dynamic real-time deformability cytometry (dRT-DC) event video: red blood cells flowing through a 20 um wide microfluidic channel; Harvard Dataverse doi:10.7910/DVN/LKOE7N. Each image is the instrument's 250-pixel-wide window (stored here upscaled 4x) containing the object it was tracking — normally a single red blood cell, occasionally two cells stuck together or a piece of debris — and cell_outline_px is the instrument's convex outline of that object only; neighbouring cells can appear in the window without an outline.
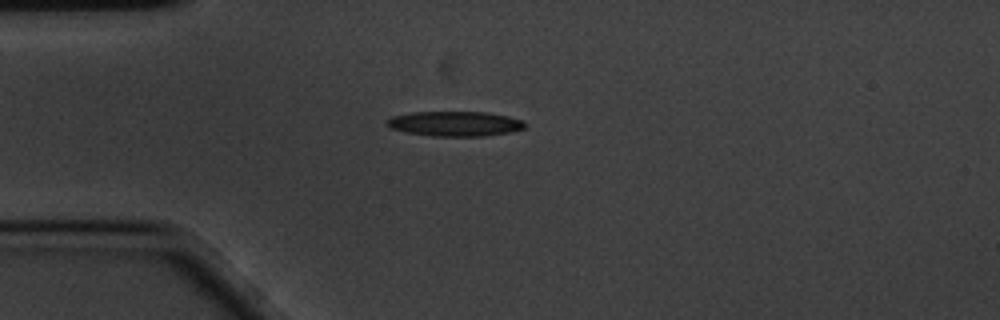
{"species": "common noctule bat (a hibernating species)", "species_latin": "Nyctalus noctula", "temperature_condition": "cold", "stored_images_in_passage": 44, "camera_frame_rate_fps": 3000, "um_per_image_px": 0.085, "animal": {"sex": "male", "body_mass_g": 20.1, "forearm_length_mm": 53.5}, "frame": {"image": 1, "passage_image": 1, "time_ms": 0.0, "image_size_px": [1000, 320], "cell_outline_px": [[524, 128], [508, 132], [484, 136], [432, 136], [404, 132], [388, 128], [384, 124], [392, 116], [412, 112], [488, 112], [508, 116], [520, 120], [524, 124]], "centroid_in_image_um": [38.59, 10.51], "position_along_channel_um": 46.4, "area_um2": 20.0}}
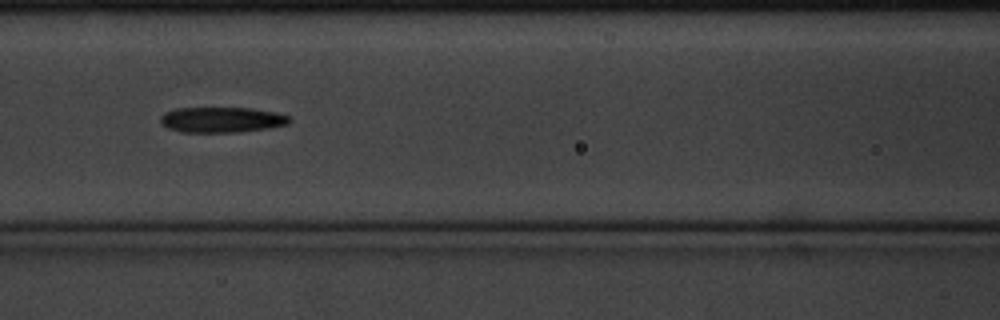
{"frame": {"image": 2, "passage_image": 11, "time_ms": 3.333, "image_size_px": [1000, 320], "cell_outline_px": [[292, 120], [288, 124], [268, 128], [236, 132], [180, 132], [168, 128], [160, 124], [160, 116], [164, 112], [176, 108], [248, 108], [276, 112], [288, 116]], "centroid_in_image_um": [18.81, 10.18], "position_along_channel_um": 147.8, "area_um2": 19.19}}
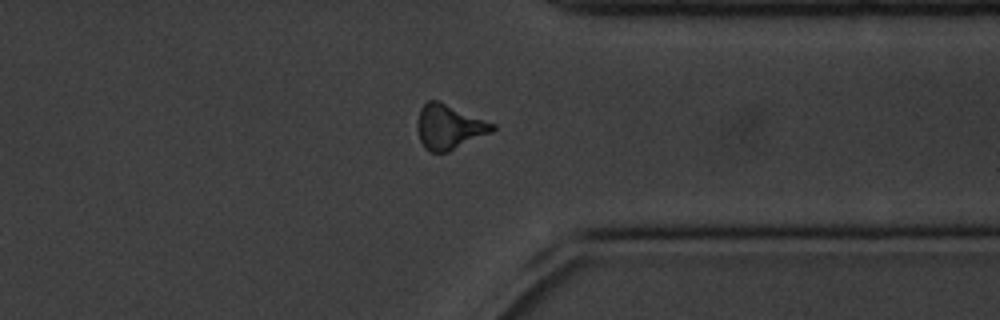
{"frame": {"image": 3, "passage_image": 31, "time_ms": 10.0, "image_size_px": [1000, 320], "cell_outline_px": [[496, 128], [492, 132], [448, 152], [428, 152], [424, 148], [420, 140], [416, 128], [416, 120], [420, 108], [428, 100], [440, 100], [496, 124]], "centroid_in_image_um": [38.15, 10.77], "position_along_channel_um": 373.2, "area_um2": 19.94}, "authors_computed_cell_mechanics": {"area_um2": 18.9006, "velocity_mm_per_s": 3.4427, "shape_relaxation_time_tau1_ms": 3.3224, "shape_relaxation_time_tau2_ms": null, "deformation_change_tau1": 0.1593, "deformation_change_tau2": null}}